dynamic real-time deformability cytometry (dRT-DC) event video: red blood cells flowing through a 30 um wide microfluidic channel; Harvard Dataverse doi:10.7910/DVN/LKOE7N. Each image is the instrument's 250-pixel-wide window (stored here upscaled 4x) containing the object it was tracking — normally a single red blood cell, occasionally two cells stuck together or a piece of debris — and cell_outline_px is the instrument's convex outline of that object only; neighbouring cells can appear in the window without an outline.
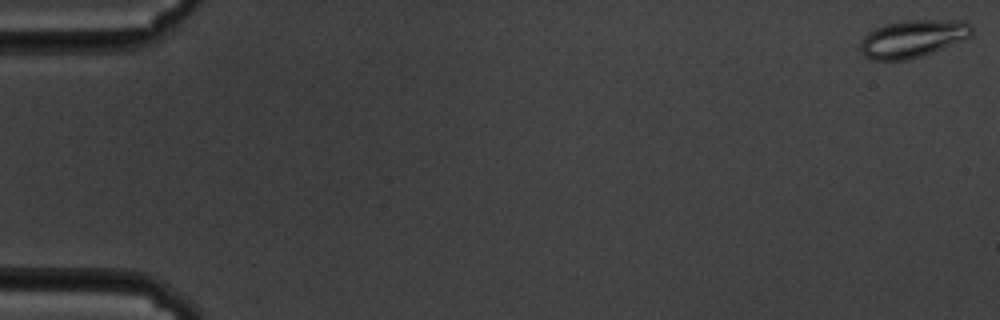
{"species": "common noctule bat (a hibernating species)", "species_latin": "Nyctalus noctula", "temperature_condition": "cold", "stored_images_in_passage": 60, "camera_frame_rate_fps": 3000, "um_per_image_px": 0.085, "animal": {"sex": "male", "body_mass_g": 19.5, "forearm_length_mm": 54.6}, "frame": {"image": 1, "passage_image": 1, "time_ms": 0.0, "image_size_px": [1000, 320], "cell_outline_px": [[972, 36], [932, 52], [920, 56], [904, 60], [872, 60], [864, 56], [860, 52], [860, 44], [864, 36], [868, 32], [884, 24], [908, 20], [968, 20], [972, 24]], "centroid_in_image_um": [77.59, 3.27], "position_along_channel_um": 7.4, "area_um2": 24.39}}
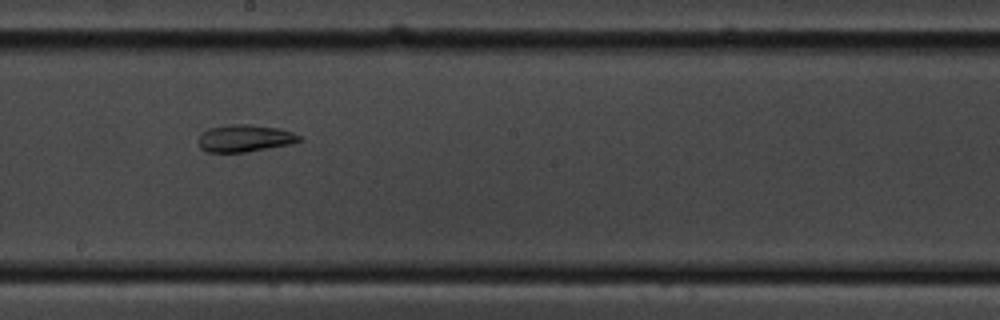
{"frame": {"image": 2, "passage_image": 34, "time_ms": 11.0, "image_size_px": [1000, 320], "cell_outline_px": [[304, 140], [292, 144], [244, 152], [208, 152], [200, 148], [196, 140], [200, 132], [208, 128], [228, 124], [248, 124], [280, 128], [292, 132], [300, 136]], "centroid_in_image_um": [20.77, 11.74], "position_along_channel_um": 227.4, "area_um2": 16.3}}
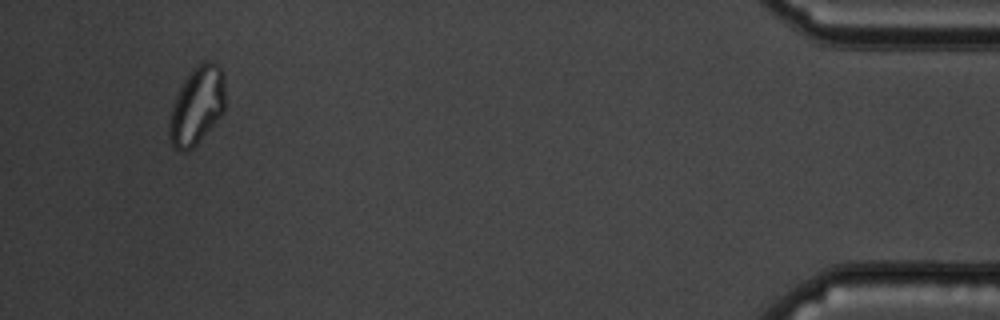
{"frame": {"image": 3, "passage_image": 57, "time_ms": 18.667, "image_size_px": [1000, 320], "cell_outline_px": [[224, 112], [196, 144], [188, 152], [180, 152], [172, 144], [168, 132], [168, 124], [172, 104], [188, 72], [200, 60], [212, 60], [224, 72]], "centroid_in_image_um": [16.73, 8.94], "position_along_channel_um": 418.5, "area_um2": 25.66}, "authors_computed_cell_mechanics": {"area_um2": 22.6576, "velocity_mm_per_s": 3.3811, "shape_relaxation_time_tau1_ms": null, "shape_relaxation_time_tau2_ms": 2.5334, "deformation_change_tau1": null, "deformation_change_tau2": 0.0737}}